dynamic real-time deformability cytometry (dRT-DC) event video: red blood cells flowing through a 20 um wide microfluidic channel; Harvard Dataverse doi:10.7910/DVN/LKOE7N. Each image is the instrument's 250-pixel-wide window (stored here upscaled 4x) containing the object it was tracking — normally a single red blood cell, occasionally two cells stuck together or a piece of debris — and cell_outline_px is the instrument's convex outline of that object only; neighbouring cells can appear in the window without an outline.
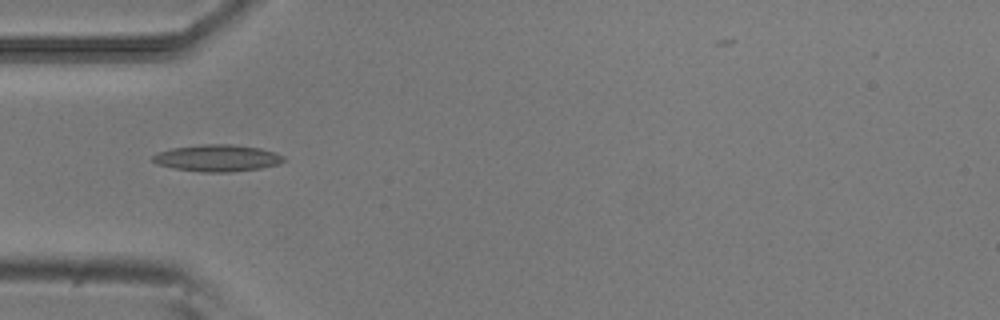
{"species": "common noctule bat (a hibernating species)", "species_latin": "Nyctalus noctula", "temperature_condition": "room temperature", "stored_images_in_passage": 35, "camera_frame_rate_fps": 3000, "um_per_image_px": 0.085, "animal": {"sex": "male", "body_mass_g": 20.5, "forearm_length_mm": 52.5}, "frame": {"image": 1, "passage_image": 2, "time_ms": 0.333, "image_size_px": [1000, 320], "cell_outline_px": [[284, 160], [276, 164], [260, 168], [232, 172], [200, 172], [172, 168], [156, 164], [152, 160], [152, 156], [156, 152], [172, 148], [200, 144], [232, 144], [260, 148], [276, 152], [284, 156]], "centroid_in_image_um": [18.42, 13.43], "position_along_channel_um": 66.6, "area_um2": 20.58}}
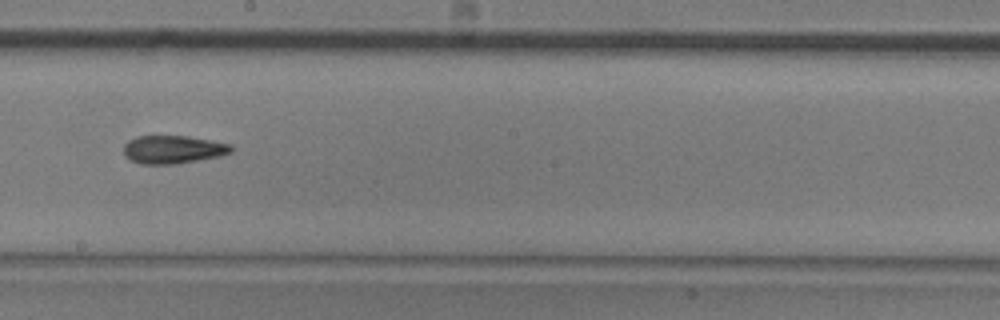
{"frame": {"image": 2, "passage_image": 15, "time_ms": 4.667, "image_size_px": [1000, 320], "cell_outline_px": [[232, 152], [220, 156], [176, 164], [140, 164], [124, 156], [124, 144], [128, 140], [136, 136], [188, 136], [212, 140], [232, 144]], "centroid_in_image_um": [14.71, 12.7], "position_along_channel_um": 233.5, "area_um2": 17.74}}
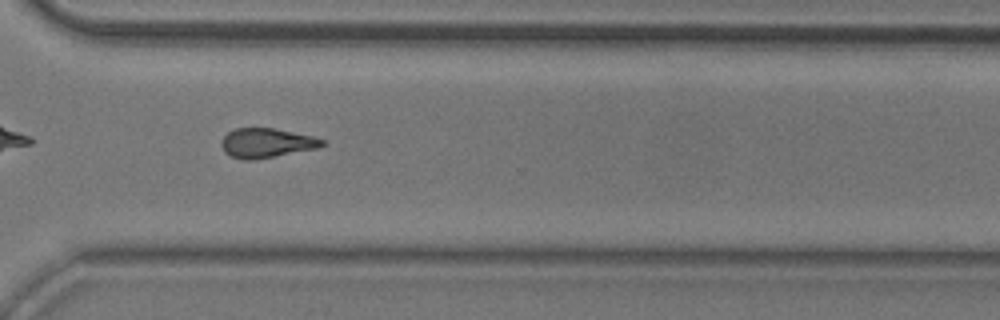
{"frame": {"image": 3, "passage_image": 24, "time_ms": 7.667, "image_size_px": [1000, 320], "cell_outline_px": [[328, 140], [324, 144], [316, 148], [252, 160], [244, 160], [232, 156], [224, 152], [220, 144], [220, 140], [228, 132], [236, 128], [272, 128], [312, 136]], "centroid_in_image_um": [22.62, 12.14], "position_along_channel_um": 348.0, "area_um2": 17.11}}